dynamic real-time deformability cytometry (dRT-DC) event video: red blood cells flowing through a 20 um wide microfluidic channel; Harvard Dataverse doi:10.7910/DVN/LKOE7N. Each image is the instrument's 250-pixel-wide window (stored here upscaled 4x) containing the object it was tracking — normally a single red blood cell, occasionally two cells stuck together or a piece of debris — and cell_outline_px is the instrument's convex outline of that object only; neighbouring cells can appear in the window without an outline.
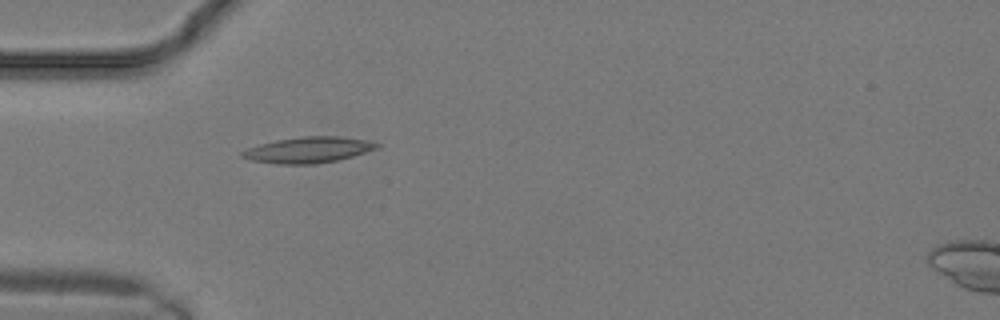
{"species": "common noctule bat (a hibernating species)", "species_latin": "Nyctalus noctula", "temperature_condition": "warm", "stored_images_in_passage": 1, "camera_frame_rate_fps": 3000, "um_per_image_px": 0.085, "animal": {"sex": "male", "body_mass_g": 19.2, "forearm_length_mm": 51.8}, "frame": {"image": 1, "passage_image": 1, "time_ms": 0.0, "image_size_px": [1000, 320], "cell_outline_px": [[380, 148], [352, 156], [336, 160], [316, 164], [276, 164], [252, 160], [240, 156], [240, 152], [248, 148], [260, 144], [276, 140], [300, 136], [340, 136], [364, 140], [380, 144]], "centroid_in_image_um": [26.2, 12.74], "position_along_channel_um": 58.8, "area_um2": 20.29}}